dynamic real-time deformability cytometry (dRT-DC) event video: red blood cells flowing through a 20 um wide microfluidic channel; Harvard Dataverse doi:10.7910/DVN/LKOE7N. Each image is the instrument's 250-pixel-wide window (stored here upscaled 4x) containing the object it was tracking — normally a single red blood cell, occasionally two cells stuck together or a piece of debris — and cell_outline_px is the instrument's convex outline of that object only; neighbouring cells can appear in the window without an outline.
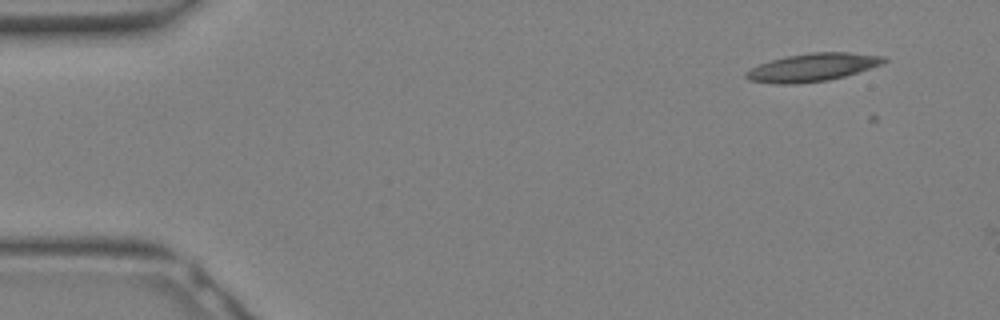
{"species": "Egyptian fruit bat (a non-hibernating species)", "species_latin": "Rousettus aegyptiacus", "temperature_condition": "warm", "stored_images_in_passage": 2, "camera_frame_rate_fps": 3000, "um_per_image_px": 0.085, "animal": {"sex": "female"}, "frame": {"image": 1, "passage_image": 1, "time_ms": 0.0, "image_size_px": [1000, 320], "cell_outline_px": [[888, 60], [884, 64], [844, 76], [828, 80], [792, 84], [776, 84], [748, 80], [744, 76], [744, 72], [760, 64], [772, 60], [788, 56], [812, 52], [848, 52], [884, 56]], "centroid_in_image_um": [69.08, 5.72], "position_along_channel_um": 15.9, "area_um2": 22.37}}